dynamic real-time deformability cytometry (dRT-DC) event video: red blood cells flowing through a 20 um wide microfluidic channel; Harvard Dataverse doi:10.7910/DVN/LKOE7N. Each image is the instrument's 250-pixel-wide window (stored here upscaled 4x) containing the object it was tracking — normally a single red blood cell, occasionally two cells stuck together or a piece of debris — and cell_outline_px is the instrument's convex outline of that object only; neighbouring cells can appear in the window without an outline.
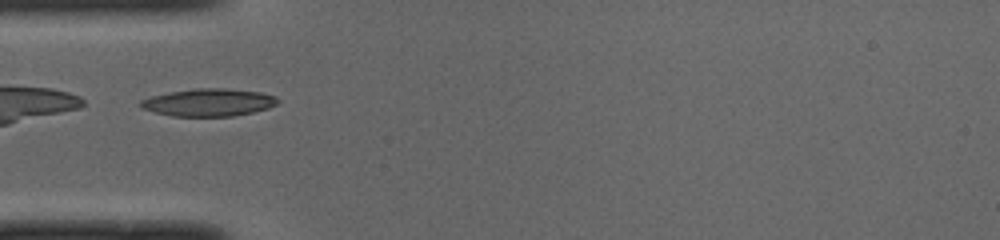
{"species": "common noctule bat (a hibernating species)", "species_latin": "Nyctalus noctula", "temperature_condition": "cold", "stored_images_in_passage": 33, "camera_frame_rate_fps": 3000, "um_per_image_px": 0.085, "animal": {"sex": "male", "body_mass_g": 19.0, "forearm_length_mm": 50.8}, "frame": {"image": 1, "passage_image": 1, "time_ms": 0.0, "image_size_px": [1000, 240], "cell_outline_px": [[280, 100], [276, 104], [268, 108], [252, 112], [232, 116], [172, 116], [140, 108], [140, 100], [152, 96], [172, 92], [196, 88], [224, 88], [260, 92], [276, 96]], "centroid_in_image_um": [17.75, 8.7], "position_along_channel_um": 67.2, "area_um2": 21.85}}
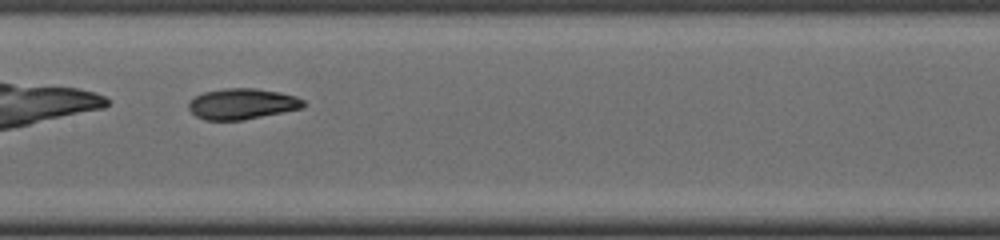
{"frame": {"image": 2, "passage_image": 10, "time_ms": 3.0, "image_size_px": [1000, 240], "cell_outline_px": [[308, 104], [304, 108], [240, 120], [204, 120], [196, 116], [188, 108], [188, 104], [192, 96], [204, 92], [224, 88], [256, 88], [280, 92], [296, 96], [304, 100]], "centroid_in_image_um": [20.59, 8.82], "position_along_channel_um": 186.8, "area_um2": 20.81}}
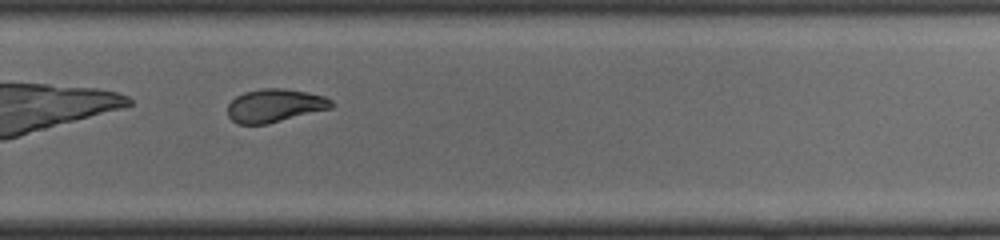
{"frame": {"image": 3, "passage_image": 19, "time_ms": 6.0, "image_size_px": [1000, 240], "cell_outline_px": [[336, 104], [332, 108], [268, 124], [236, 124], [228, 116], [228, 104], [236, 96], [244, 92], [264, 88], [284, 88], [308, 92], [324, 96], [332, 100]], "centroid_in_image_um": [23.38, 8.97], "position_along_channel_um": 306.4, "area_um2": 20.29}, "authors_computed_cell_mechanics": {"area_um2": 21.097, "velocity_mm_per_s": 3.9929, "shape_relaxation_time_tau1_ms": 3.5808, "shape_relaxation_time_tau2_ms": 2.7213, "deformation_change_tau1": 0.1652, "deformation_change_tau2": 0.0873}}